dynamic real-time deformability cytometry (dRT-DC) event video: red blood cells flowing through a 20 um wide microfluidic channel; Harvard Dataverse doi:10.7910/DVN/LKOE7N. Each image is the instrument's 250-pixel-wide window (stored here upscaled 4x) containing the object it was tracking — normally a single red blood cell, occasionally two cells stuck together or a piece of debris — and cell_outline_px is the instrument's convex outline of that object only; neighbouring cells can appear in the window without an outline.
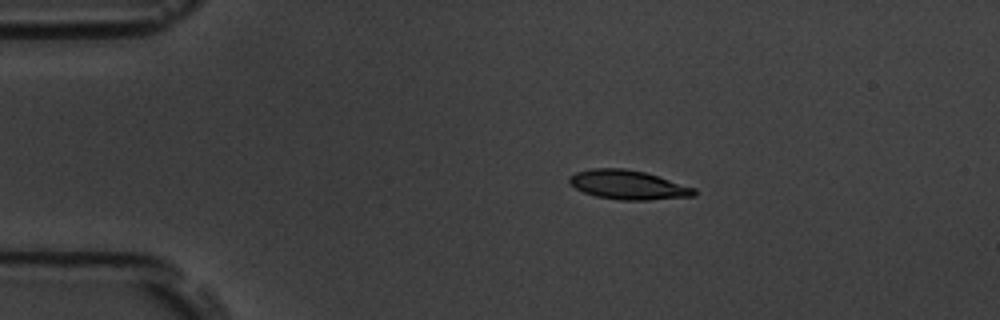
{"species": "common noctule bat (a hibernating species)", "species_latin": "Nyctalus noctula", "temperature_condition": "room temperature", "stored_images_in_passage": 54, "camera_frame_rate_fps": 3000, "um_per_image_px": 0.085, "animal": {"sex": "male", "body_mass_g": 19.5, "forearm_length_mm": 54.6}, "frame": {"image": 1, "passage_image": 10, "time_ms": 3.0, "image_size_px": [1000, 320], "cell_outline_px": [[696, 196], [648, 200], [620, 200], [596, 196], [584, 192], [568, 184], [568, 176], [576, 172], [592, 168], [624, 168], [644, 172], [696, 188]], "centroid_in_image_um": [53.37, 15.71], "position_along_channel_um": 31.6, "area_um2": 21.27}}
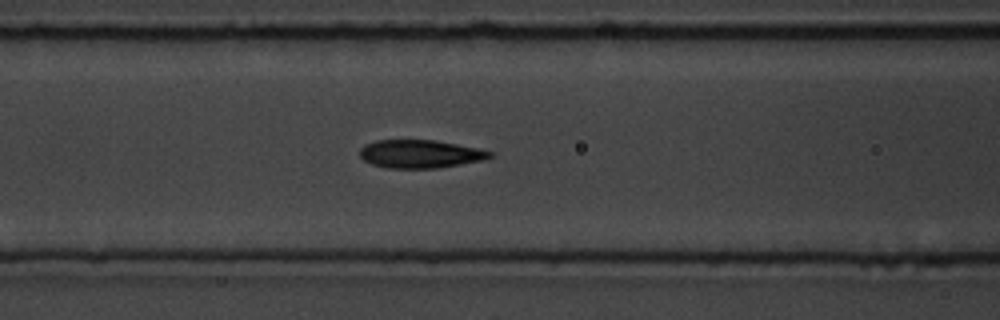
{"frame": {"image": 2, "passage_image": 22, "time_ms": 7.0, "image_size_px": [1000, 320], "cell_outline_px": [[492, 156], [484, 160], [436, 168], [388, 168], [372, 164], [364, 160], [360, 156], [360, 148], [364, 144], [376, 140], [432, 140], [456, 144], [476, 148], [492, 152]], "centroid_in_image_um": [35.67, 13.08], "position_along_channel_um": 130.9, "area_um2": 21.15}}
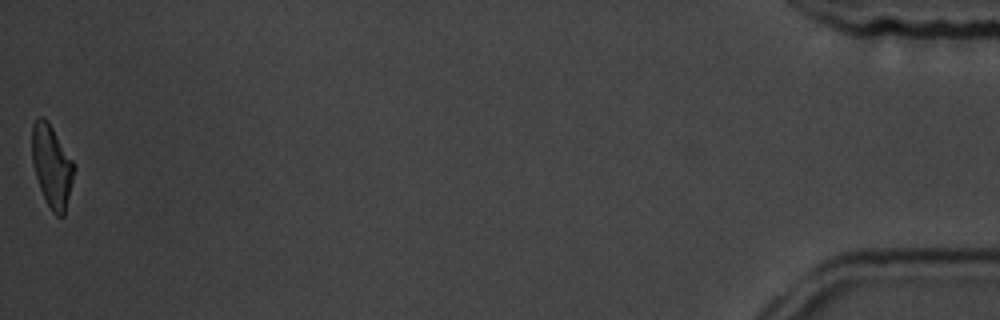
{"frame": {"image": 3, "passage_image": 54, "time_ms": 17.667, "image_size_px": [1000, 320], "cell_outline_px": [[76, 168], [64, 216], [56, 216], [52, 212], [40, 188], [36, 176], [32, 160], [32, 124], [36, 116], [44, 116], [48, 120], [76, 164]], "centroid_in_image_um": [4.42, 14.06], "position_along_channel_um": 430.8, "area_um2": 20.46}, "authors_computed_cell_mechanics": {"area_um2": 21.2415, "velocity_mm_per_s": 3.7439, "shape_relaxation_time_tau1_ms": 4.2688, "shape_relaxation_time_tau2_ms": 2.7393, "deformation_change_tau1": 0.1487, "deformation_change_tau2": 0.0808}}